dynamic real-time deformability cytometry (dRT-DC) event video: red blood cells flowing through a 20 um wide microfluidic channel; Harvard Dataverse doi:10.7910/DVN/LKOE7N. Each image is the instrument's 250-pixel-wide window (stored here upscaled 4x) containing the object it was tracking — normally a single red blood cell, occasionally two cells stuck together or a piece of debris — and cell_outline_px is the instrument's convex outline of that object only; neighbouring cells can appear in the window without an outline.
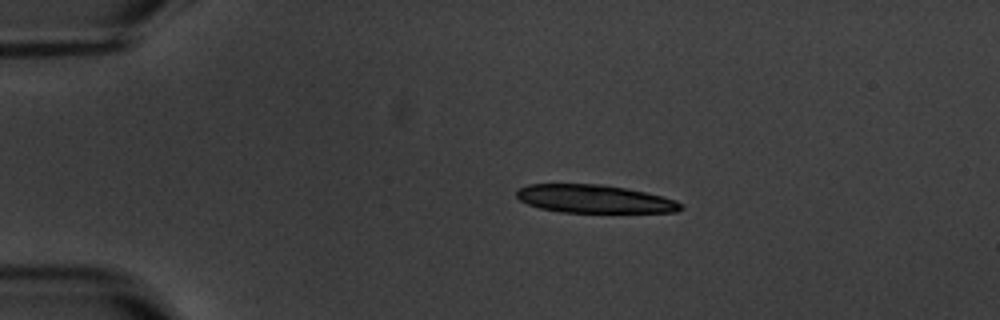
{"species": "common noctule bat (a hibernating species)", "species_latin": "Nyctalus noctula", "temperature_condition": "warm", "stored_images_in_passage": 5, "camera_frame_rate_fps": 3000, "um_per_image_px": 0.085, "animal": {"sex": "male", "body_mass_g": 20.1, "forearm_length_mm": 53.5}, "frame": {"image": 1, "passage_image": 2, "time_ms": 1.333, "image_size_px": [1000, 320], "cell_outline_px": [[684, 208], [676, 212], [560, 212], [540, 208], [528, 204], [520, 200], [516, 196], [516, 192], [520, 188], [528, 184], [600, 184], [624, 188], [644, 192], [676, 200]], "centroid_in_image_um": [50.49, 16.91], "position_along_channel_um": 34.5, "area_um2": 26.65}}